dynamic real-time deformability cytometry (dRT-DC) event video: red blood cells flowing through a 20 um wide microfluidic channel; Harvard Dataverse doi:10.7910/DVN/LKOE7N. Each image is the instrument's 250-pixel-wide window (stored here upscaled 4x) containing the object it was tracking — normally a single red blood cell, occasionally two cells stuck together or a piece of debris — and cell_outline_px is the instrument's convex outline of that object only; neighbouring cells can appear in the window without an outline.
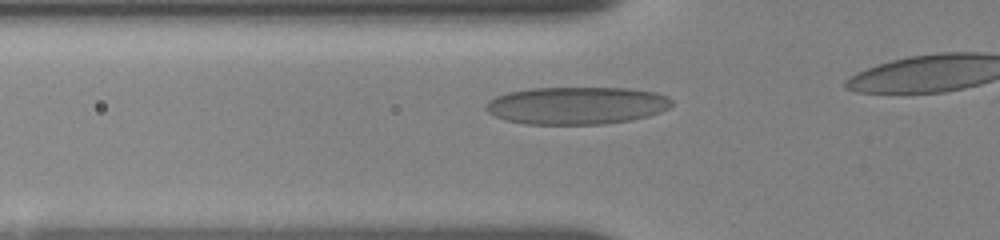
{"species": "human", "species_latin": "Homo sapiens", "temperature_condition": "room temperature", "stored_images_in_passage": 12, "camera_frame_rate_fps": 3000, "um_per_image_px": 0.085, "donor": {"sex": "female"}, "frame": {"image": 1, "passage_image": 6, "time_ms": 1.667, "image_size_px": [1000, 240], "cell_outline_px": [[672, 104], [668, 108], [660, 112], [648, 116], [632, 120], [600, 124], [524, 124], [504, 120], [488, 112], [484, 108], [488, 100], [496, 96], [508, 92], [532, 88], [628, 88], [656, 92], [668, 96], [672, 100]], "centroid_in_image_um": [49.01, 8.97], "position_along_channel_um": 76.8, "area_um2": 40.81}}
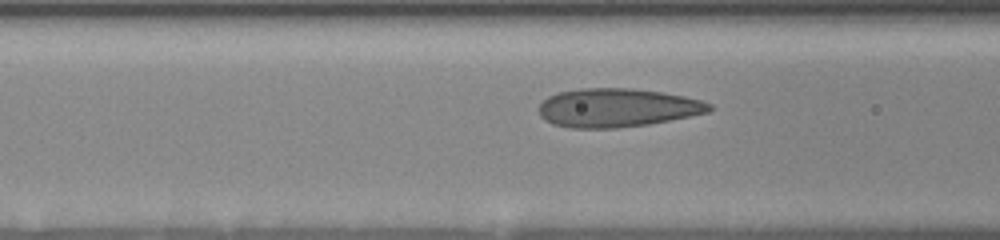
{"frame": {"image": 2, "passage_image": 9, "time_ms": 2.667, "image_size_px": [1000, 240], "cell_outline_px": [[712, 108], [708, 112], [648, 124], [616, 128], [568, 128], [552, 124], [544, 120], [540, 116], [540, 104], [548, 96], [556, 92], [580, 88], [632, 88], [660, 92], [684, 96], [700, 100], [712, 104]], "centroid_in_image_um": [52.41, 9.16], "position_along_channel_um": 114.2, "area_um2": 38.32}}